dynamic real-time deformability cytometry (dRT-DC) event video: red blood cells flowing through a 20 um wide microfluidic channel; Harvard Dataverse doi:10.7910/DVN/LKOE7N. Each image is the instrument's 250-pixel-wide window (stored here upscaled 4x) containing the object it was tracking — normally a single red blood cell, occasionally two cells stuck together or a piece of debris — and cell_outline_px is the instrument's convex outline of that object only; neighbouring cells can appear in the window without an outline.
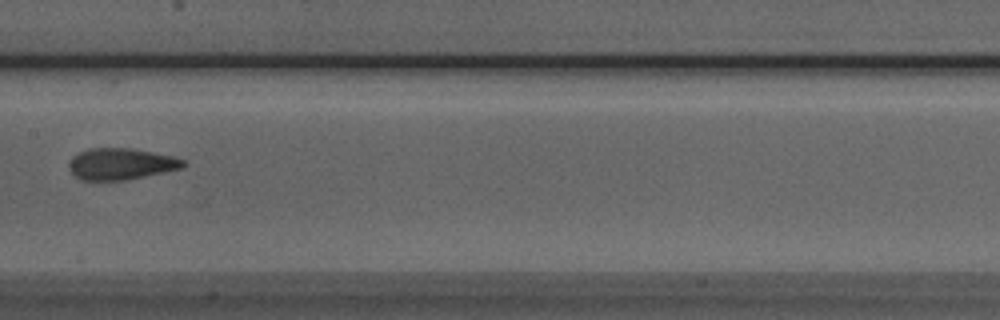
{"species": "Egyptian fruit bat (a non-hibernating species)", "species_latin": "Rousettus aegyptiacus", "temperature_condition": "room temperature", "stored_images_in_passage": 10, "camera_frame_rate_fps": 3000, "um_per_image_px": 0.085, "animal": {"sex": "male"}, "frame": {"image": 1, "passage_image": 8, "time_ms": 8.0, "image_size_px": [1000, 320], "cell_outline_px": [[188, 164], [184, 168], [124, 180], [84, 180], [76, 176], [72, 172], [68, 164], [80, 152], [88, 148], [132, 148], [176, 156], [184, 160]], "centroid_in_image_um": [10.37, 13.92], "position_along_channel_um": 197.0, "area_um2": 20.87}}